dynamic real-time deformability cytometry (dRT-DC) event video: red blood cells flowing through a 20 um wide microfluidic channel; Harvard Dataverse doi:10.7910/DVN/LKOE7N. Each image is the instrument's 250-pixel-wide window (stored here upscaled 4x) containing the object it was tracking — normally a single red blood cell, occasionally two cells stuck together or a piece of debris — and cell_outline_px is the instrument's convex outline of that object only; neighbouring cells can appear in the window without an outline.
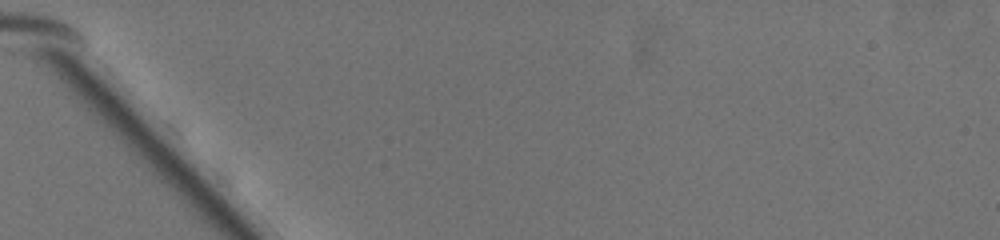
{"species": "common noctule bat (a hibernating species)", "species_latin": "Nyctalus noctula", "temperature_condition": "warm", "stored_images_in_passage": 3, "camera_frame_rate_fps": 3000, "um_per_image_px": 0.085, "animal": {"sex": "female", "body_mass_g": 19.5, "forearm_length_mm": 54.1}, "frame": {"image": 1, "passage_image": 3, "time_ms": 0.667, "image_size_px": [1000, 240], "cell_outline_px": [[268, 120], [240, 96], [232, 80], [228, 56], [236, 56], [264, 72], [268, 84]], "centroid_in_image_um": [21.28, 7.16], "position_along_channel_um": 63.7, "area_um2": 10.46}}